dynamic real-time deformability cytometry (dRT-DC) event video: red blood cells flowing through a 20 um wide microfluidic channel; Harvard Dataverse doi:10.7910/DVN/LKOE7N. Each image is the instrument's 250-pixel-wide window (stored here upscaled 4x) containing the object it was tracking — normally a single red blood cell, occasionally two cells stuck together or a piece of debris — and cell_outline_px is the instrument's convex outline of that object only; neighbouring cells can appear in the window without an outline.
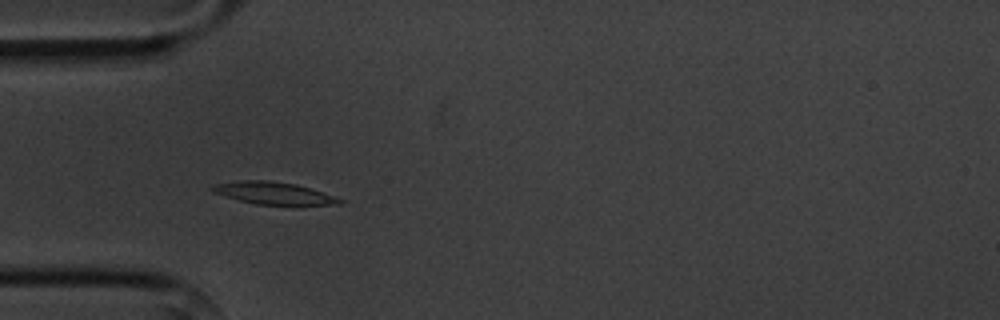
{"species": "common noctule bat (a hibernating species)", "species_latin": "Nyctalus noctula", "temperature_condition": "cold", "stored_images_in_passage": 6, "camera_frame_rate_fps": 3000, "um_per_image_px": 0.085, "animal": {"sex": "male", "body_mass_g": 20.1, "forearm_length_mm": 53.5}, "frame": {"image": 1, "passage_image": 5, "time_ms": 4.667, "image_size_px": [1000, 320], "cell_outline_px": [[344, 200], [340, 204], [300, 208], [256, 204], [224, 196], [212, 192], [208, 188], [216, 184], [240, 180], [268, 180], [296, 184], [336, 196]], "centroid_in_image_um": [23.37, 16.47], "position_along_channel_um": 61.6, "area_um2": 17.51}}
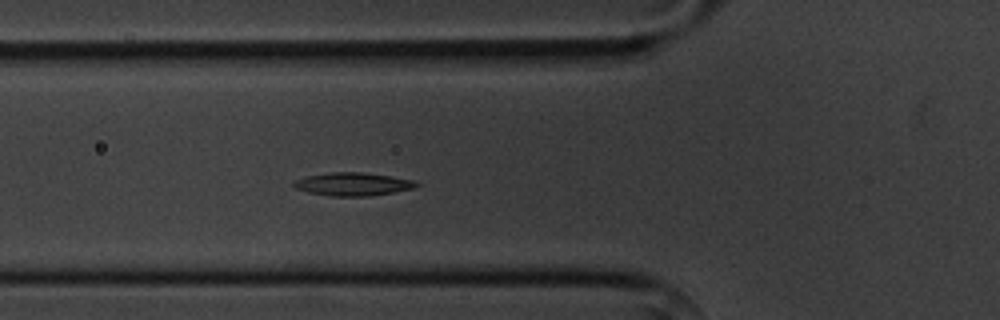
{"frame": {"image": 2, "passage_image": 6, "time_ms": 5.667, "image_size_px": [1000, 320], "cell_outline_px": [[420, 184], [416, 188], [368, 196], [332, 196], [308, 192], [296, 188], [292, 184], [296, 180], [308, 176], [328, 172], [364, 172], [416, 180]], "centroid_in_image_um": [30.04, 15.64], "position_along_channel_um": 95.8, "area_um2": 16.47}}